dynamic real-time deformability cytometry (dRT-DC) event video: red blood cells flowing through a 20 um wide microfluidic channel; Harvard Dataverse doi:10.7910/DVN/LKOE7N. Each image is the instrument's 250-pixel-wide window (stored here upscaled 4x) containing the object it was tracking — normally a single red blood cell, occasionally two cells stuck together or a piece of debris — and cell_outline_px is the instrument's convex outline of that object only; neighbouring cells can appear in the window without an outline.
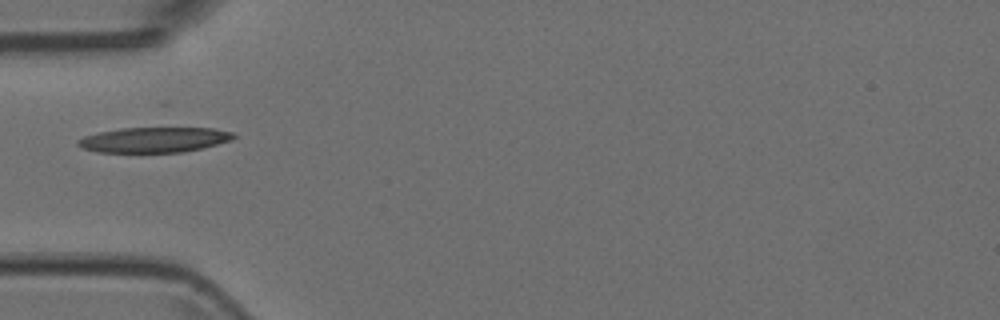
{"species": "Egyptian fruit bat (a non-hibernating species)", "species_latin": "Rousettus aegyptiacus", "temperature_condition": "room temperature", "stored_images_in_passage": 2, "camera_frame_rate_fps": 3000, "um_per_image_px": 0.085, "animal": {"sex": "female"}, "frame": {"image": 1, "passage_image": 1, "time_ms": 0.0, "image_size_px": [1000, 320], "cell_outline_px": [[236, 136], [232, 140], [184, 152], [96, 152], [84, 148], [76, 144], [76, 140], [84, 136], [100, 132], [120, 128], [212, 128], [232, 132]], "centroid_in_image_um": [13.08, 11.88], "position_along_channel_um": 71.9, "area_um2": 22.72}}
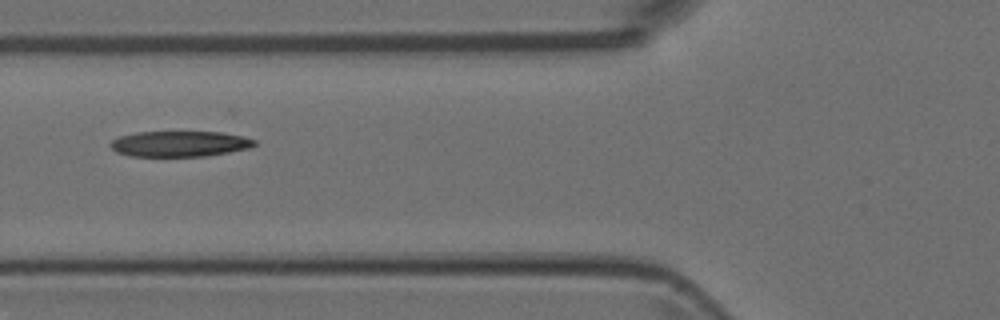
{"frame": {"image": 2, "passage_image": 2, "time_ms": 0.333, "image_size_px": [1000, 320], "cell_outline_px": [[256, 144], [248, 148], [228, 152], [204, 156], [128, 156], [116, 152], [108, 144], [112, 140], [120, 136], [136, 132], [220, 132], [244, 136], [256, 140]], "centroid_in_image_um": [15.24, 12.22], "position_along_channel_um": 110.6, "area_um2": 21.5}}